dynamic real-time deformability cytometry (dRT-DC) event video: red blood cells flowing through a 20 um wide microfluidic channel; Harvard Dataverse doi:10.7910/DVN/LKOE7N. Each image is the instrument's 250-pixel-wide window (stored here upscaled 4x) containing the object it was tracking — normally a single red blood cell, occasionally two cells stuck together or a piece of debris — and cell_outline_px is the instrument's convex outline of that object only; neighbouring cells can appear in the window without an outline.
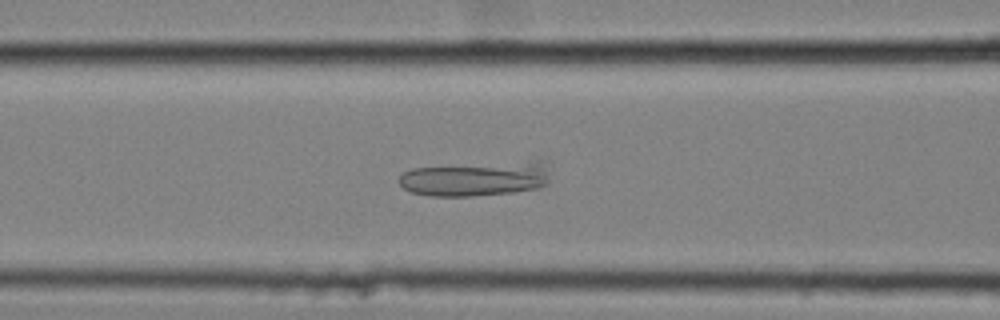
{"species": "common noctule bat (a hibernating species)", "species_latin": "Nyctalus noctula", "temperature_condition": "cold", "stored_images_in_passage": 28, "camera_frame_rate_fps": 3000, "um_per_image_px": 0.085, "animal": {"sex": "female", "body_mass_g": 25.1}, "frame": {"image": 1, "passage_image": 24, "time_ms": 7.667, "image_size_px": [1000, 320], "cell_outline_px": [[548, 184], [540, 188], [512, 192], [472, 196], [428, 196], [412, 192], [404, 188], [400, 184], [400, 176], [404, 172], [412, 168], [536, 160], [540, 160], [548, 180]], "centroid_in_image_um": [40.4, 15.2], "position_along_channel_um": 126.2, "area_um2": 30.11}}